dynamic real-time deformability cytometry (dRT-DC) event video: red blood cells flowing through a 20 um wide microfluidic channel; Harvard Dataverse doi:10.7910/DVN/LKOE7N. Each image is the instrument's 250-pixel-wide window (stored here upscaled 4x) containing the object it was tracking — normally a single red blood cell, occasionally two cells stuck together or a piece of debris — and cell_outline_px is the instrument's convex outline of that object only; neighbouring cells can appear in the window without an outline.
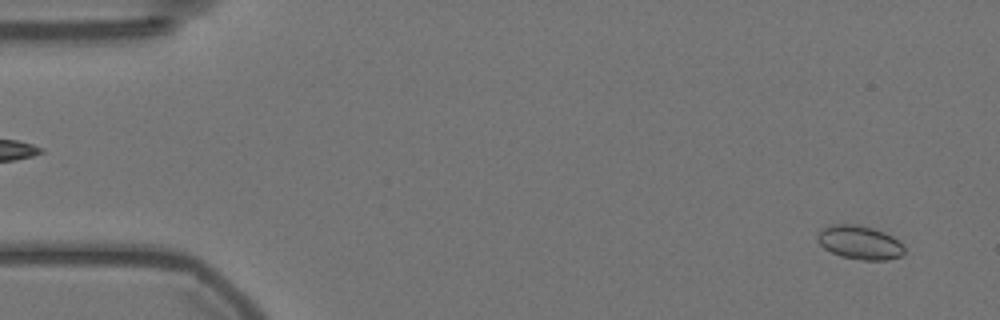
{"species": "Egyptian fruit bat (a non-hibernating species)", "species_latin": "Rousettus aegyptiacus", "temperature_condition": "warm", "stored_images_in_passage": 10, "camera_frame_rate_fps": 3000, "um_per_image_px": 0.085, "animal": {"sex": "female"}, "frame": {"image": 1, "passage_image": 3, "time_ms": 0.667, "image_size_px": [1000, 320], "cell_outline_px": [[904, 252], [900, 256], [888, 260], [864, 260], [840, 256], [824, 248], [816, 240], [816, 236], [824, 228], [832, 224], [856, 224], [872, 228], [884, 232], [892, 236], [904, 244]], "centroid_in_image_um": [73.08, 20.61], "position_along_channel_um": 11.9, "area_um2": 17.05}}